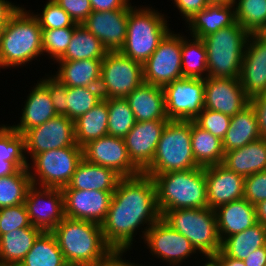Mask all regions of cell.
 <instances>
[{
	"label": "cell",
	"mask_w": 266,
	"mask_h": 266,
	"mask_svg": "<svg viewBox=\"0 0 266 266\" xmlns=\"http://www.w3.org/2000/svg\"><path fill=\"white\" fill-rule=\"evenodd\" d=\"M160 218L153 178L143 173L121 178L101 224L103 238L112 249L131 251L139 230L144 241L148 229Z\"/></svg>",
	"instance_id": "1"
},
{
	"label": "cell",
	"mask_w": 266,
	"mask_h": 266,
	"mask_svg": "<svg viewBox=\"0 0 266 266\" xmlns=\"http://www.w3.org/2000/svg\"><path fill=\"white\" fill-rule=\"evenodd\" d=\"M24 5L5 24L0 41V68L8 69L26 66L43 56L42 28L33 10Z\"/></svg>",
	"instance_id": "2"
},
{
	"label": "cell",
	"mask_w": 266,
	"mask_h": 266,
	"mask_svg": "<svg viewBox=\"0 0 266 266\" xmlns=\"http://www.w3.org/2000/svg\"><path fill=\"white\" fill-rule=\"evenodd\" d=\"M51 233L69 266L95 265L112 250L94 222L65 217Z\"/></svg>",
	"instance_id": "3"
},
{
	"label": "cell",
	"mask_w": 266,
	"mask_h": 266,
	"mask_svg": "<svg viewBox=\"0 0 266 266\" xmlns=\"http://www.w3.org/2000/svg\"><path fill=\"white\" fill-rule=\"evenodd\" d=\"M152 178L161 216L168 210L207 207L203 167L155 174Z\"/></svg>",
	"instance_id": "4"
},
{
	"label": "cell",
	"mask_w": 266,
	"mask_h": 266,
	"mask_svg": "<svg viewBox=\"0 0 266 266\" xmlns=\"http://www.w3.org/2000/svg\"><path fill=\"white\" fill-rule=\"evenodd\" d=\"M139 6L133 5L128 11L126 39L119 52L144 64L171 29L169 17L161 10Z\"/></svg>",
	"instance_id": "5"
},
{
	"label": "cell",
	"mask_w": 266,
	"mask_h": 266,
	"mask_svg": "<svg viewBox=\"0 0 266 266\" xmlns=\"http://www.w3.org/2000/svg\"><path fill=\"white\" fill-rule=\"evenodd\" d=\"M249 36L250 33L236 21L204 37L208 77L239 78Z\"/></svg>",
	"instance_id": "6"
},
{
	"label": "cell",
	"mask_w": 266,
	"mask_h": 266,
	"mask_svg": "<svg viewBox=\"0 0 266 266\" xmlns=\"http://www.w3.org/2000/svg\"><path fill=\"white\" fill-rule=\"evenodd\" d=\"M191 120H169L151 164L142 172L150 177L198 168L192 153Z\"/></svg>",
	"instance_id": "7"
},
{
	"label": "cell",
	"mask_w": 266,
	"mask_h": 266,
	"mask_svg": "<svg viewBox=\"0 0 266 266\" xmlns=\"http://www.w3.org/2000/svg\"><path fill=\"white\" fill-rule=\"evenodd\" d=\"M161 218L184 235L200 256L215 255L221 250L214 209L206 207L168 210Z\"/></svg>",
	"instance_id": "8"
},
{
	"label": "cell",
	"mask_w": 266,
	"mask_h": 266,
	"mask_svg": "<svg viewBox=\"0 0 266 266\" xmlns=\"http://www.w3.org/2000/svg\"><path fill=\"white\" fill-rule=\"evenodd\" d=\"M83 159L80 146L52 149L35 155L28 163L31 183L39 187H66ZM31 165V166H30Z\"/></svg>",
	"instance_id": "9"
},
{
	"label": "cell",
	"mask_w": 266,
	"mask_h": 266,
	"mask_svg": "<svg viewBox=\"0 0 266 266\" xmlns=\"http://www.w3.org/2000/svg\"><path fill=\"white\" fill-rule=\"evenodd\" d=\"M143 82V64L119 51L108 52L102 60L99 88L103 99L126 98Z\"/></svg>",
	"instance_id": "10"
},
{
	"label": "cell",
	"mask_w": 266,
	"mask_h": 266,
	"mask_svg": "<svg viewBox=\"0 0 266 266\" xmlns=\"http://www.w3.org/2000/svg\"><path fill=\"white\" fill-rule=\"evenodd\" d=\"M174 33L171 30L143 64V80L145 83L163 88L171 82L183 78L182 34L180 32Z\"/></svg>",
	"instance_id": "11"
},
{
	"label": "cell",
	"mask_w": 266,
	"mask_h": 266,
	"mask_svg": "<svg viewBox=\"0 0 266 266\" xmlns=\"http://www.w3.org/2000/svg\"><path fill=\"white\" fill-rule=\"evenodd\" d=\"M205 79L183 77L164 86L169 120H194L204 109Z\"/></svg>",
	"instance_id": "12"
},
{
	"label": "cell",
	"mask_w": 266,
	"mask_h": 266,
	"mask_svg": "<svg viewBox=\"0 0 266 266\" xmlns=\"http://www.w3.org/2000/svg\"><path fill=\"white\" fill-rule=\"evenodd\" d=\"M144 243H147L152 257L162 260L168 266H182L191 256H199L191 242L162 218L148 229Z\"/></svg>",
	"instance_id": "13"
},
{
	"label": "cell",
	"mask_w": 266,
	"mask_h": 266,
	"mask_svg": "<svg viewBox=\"0 0 266 266\" xmlns=\"http://www.w3.org/2000/svg\"><path fill=\"white\" fill-rule=\"evenodd\" d=\"M26 157L62 147L79 146L75 141L74 121L57 115L43 124L28 129L24 134Z\"/></svg>",
	"instance_id": "14"
},
{
	"label": "cell",
	"mask_w": 266,
	"mask_h": 266,
	"mask_svg": "<svg viewBox=\"0 0 266 266\" xmlns=\"http://www.w3.org/2000/svg\"><path fill=\"white\" fill-rule=\"evenodd\" d=\"M25 205L32 226L51 232L65 218L62 189L31 185Z\"/></svg>",
	"instance_id": "15"
},
{
	"label": "cell",
	"mask_w": 266,
	"mask_h": 266,
	"mask_svg": "<svg viewBox=\"0 0 266 266\" xmlns=\"http://www.w3.org/2000/svg\"><path fill=\"white\" fill-rule=\"evenodd\" d=\"M82 150L83 159L110 168L122 178L142 173L130 160L123 138L105 135L88 142Z\"/></svg>",
	"instance_id": "16"
},
{
	"label": "cell",
	"mask_w": 266,
	"mask_h": 266,
	"mask_svg": "<svg viewBox=\"0 0 266 266\" xmlns=\"http://www.w3.org/2000/svg\"><path fill=\"white\" fill-rule=\"evenodd\" d=\"M239 80L249 98L266 92V35L264 33L250 34Z\"/></svg>",
	"instance_id": "17"
},
{
	"label": "cell",
	"mask_w": 266,
	"mask_h": 266,
	"mask_svg": "<svg viewBox=\"0 0 266 266\" xmlns=\"http://www.w3.org/2000/svg\"><path fill=\"white\" fill-rule=\"evenodd\" d=\"M65 217L102 224L114 191L62 190Z\"/></svg>",
	"instance_id": "18"
},
{
	"label": "cell",
	"mask_w": 266,
	"mask_h": 266,
	"mask_svg": "<svg viewBox=\"0 0 266 266\" xmlns=\"http://www.w3.org/2000/svg\"><path fill=\"white\" fill-rule=\"evenodd\" d=\"M168 121L136 122L123 138L130 160L141 172L151 164L157 144Z\"/></svg>",
	"instance_id": "19"
},
{
	"label": "cell",
	"mask_w": 266,
	"mask_h": 266,
	"mask_svg": "<svg viewBox=\"0 0 266 266\" xmlns=\"http://www.w3.org/2000/svg\"><path fill=\"white\" fill-rule=\"evenodd\" d=\"M204 109L234 116L249 104L239 78L207 77L204 86Z\"/></svg>",
	"instance_id": "20"
},
{
	"label": "cell",
	"mask_w": 266,
	"mask_h": 266,
	"mask_svg": "<svg viewBox=\"0 0 266 266\" xmlns=\"http://www.w3.org/2000/svg\"><path fill=\"white\" fill-rule=\"evenodd\" d=\"M207 207H217L244 197L245 177L229 170L222 163L204 168Z\"/></svg>",
	"instance_id": "21"
},
{
	"label": "cell",
	"mask_w": 266,
	"mask_h": 266,
	"mask_svg": "<svg viewBox=\"0 0 266 266\" xmlns=\"http://www.w3.org/2000/svg\"><path fill=\"white\" fill-rule=\"evenodd\" d=\"M129 9L92 11L82 23L108 52L119 51L126 39Z\"/></svg>",
	"instance_id": "22"
},
{
	"label": "cell",
	"mask_w": 266,
	"mask_h": 266,
	"mask_svg": "<svg viewBox=\"0 0 266 266\" xmlns=\"http://www.w3.org/2000/svg\"><path fill=\"white\" fill-rule=\"evenodd\" d=\"M31 90V91H30ZM29 90L25 99L20 122L11 127L20 134H24L28 129L34 128L57 116L52 99L47 88L38 80Z\"/></svg>",
	"instance_id": "23"
},
{
	"label": "cell",
	"mask_w": 266,
	"mask_h": 266,
	"mask_svg": "<svg viewBox=\"0 0 266 266\" xmlns=\"http://www.w3.org/2000/svg\"><path fill=\"white\" fill-rule=\"evenodd\" d=\"M215 214L221 241L257 223L255 206L244 197L217 207Z\"/></svg>",
	"instance_id": "24"
},
{
	"label": "cell",
	"mask_w": 266,
	"mask_h": 266,
	"mask_svg": "<svg viewBox=\"0 0 266 266\" xmlns=\"http://www.w3.org/2000/svg\"><path fill=\"white\" fill-rule=\"evenodd\" d=\"M137 122L169 120L162 87L143 82L125 98Z\"/></svg>",
	"instance_id": "25"
},
{
	"label": "cell",
	"mask_w": 266,
	"mask_h": 266,
	"mask_svg": "<svg viewBox=\"0 0 266 266\" xmlns=\"http://www.w3.org/2000/svg\"><path fill=\"white\" fill-rule=\"evenodd\" d=\"M122 177L114 170L82 159L69 184L62 190L115 191Z\"/></svg>",
	"instance_id": "26"
},
{
	"label": "cell",
	"mask_w": 266,
	"mask_h": 266,
	"mask_svg": "<svg viewBox=\"0 0 266 266\" xmlns=\"http://www.w3.org/2000/svg\"><path fill=\"white\" fill-rule=\"evenodd\" d=\"M222 164L229 170L248 177L266 170V138L224 153Z\"/></svg>",
	"instance_id": "27"
},
{
	"label": "cell",
	"mask_w": 266,
	"mask_h": 266,
	"mask_svg": "<svg viewBox=\"0 0 266 266\" xmlns=\"http://www.w3.org/2000/svg\"><path fill=\"white\" fill-rule=\"evenodd\" d=\"M236 22L233 2L228 4H208L187 22L190 36L203 39L211 33L231 26Z\"/></svg>",
	"instance_id": "28"
},
{
	"label": "cell",
	"mask_w": 266,
	"mask_h": 266,
	"mask_svg": "<svg viewBox=\"0 0 266 266\" xmlns=\"http://www.w3.org/2000/svg\"><path fill=\"white\" fill-rule=\"evenodd\" d=\"M103 59L56 61L53 75L67 87H99Z\"/></svg>",
	"instance_id": "29"
},
{
	"label": "cell",
	"mask_w": 266,
	"mask_h": 266,
	"mask_svg": "<svg viewBox=\"0 0 266 266\" xmlns=\"http://www.w3.org/2000/svg\"><path fill=\"white\" fill-rule=\"evenodd\" d=\"M261 138L254 108L249 103L241 111L231 116L229 129L222 140L224 153L241 148Z\"/></svg>",
	"instance_id": "30"
},
{
	"label": "cell",
	"mask_w": 266,
	"mask_h": 266,
	"mask_svg": "<svg viewBox=\"0 0 266 266\" xmlns=\"http://www.w3.org/2000/svg\"><path fill=\"white\" fill-rule=\"evenodd\" d=\"M43 231L30 226L0 236V266H18Z\"/></svg>",
	"instance_id": "31"
},
{
	"label": "cell",
	"mask_w": 266,
	"mask_h": 266,
	"mask_svg": "<svg viewBox=\"0 0 266 266\" xmlns=\"http://www.w3.org/2000/svg\"><path fill=\"white\" fill-rule=\"evenodd\" d=\"M266 245V226L257 222L248 229L221 241V252L228 257L244 260L250 253Z\"/></svg>",
	"instance_id": "32"
},
{
	"label": "cell",
	"mask_w": 266,
	"mask_h": 266,
	"mask_svg": "<svg viewBox=\"0 0 266 266\" xmlns=\"http://www.w3.org/2000/svg\"><path fill=\"white\" fill-rule=\"evenodd\" d=\"M108 107L103 99L74 121L75 141L83 147L88 142L108 135Z\"/></svg>",
	"instance_id": "33"
},
{
	"label": "cell",
	"mask_w": 266,
	"mask_h": 266,
	"mask_svg": "<svg viewBox=\"0 0 266 266\" xmlns=\"http://www.w3.org/2000/svg\"><path fill=\"white\" fill-rule=\"evenodd\" d=\"M191 146L199 167L221 164L224 159L222 140L203 130L191 120Z\"/></svg>",
	"instance_id": "34"
},
{
	"label": "cell",
	"mask_w": 266,
	"mask_h": 266,
	"mask_svg": "<svg viewBox=\"0 0 266 266\" xmlns=\"http://www.w3.org/2000/svg\"><path fill=\"white\" fill-rule=\"evenodd\" d=\"M107 53L108 51L103 43L88 31L84 25L78 24L74 29L65 54L57 61L104 59Z\"/></svg>",
	"instance_id": "35"
},
{
	"label": "cell",
	"mask_w": 266,
	"mask_h": 266,
	"mask_svg": "<svg viewBox=\"0 0 266 266\" xmlns=\"http://www.w3.org/2000/svg\"><path fill=\"white\" fill-rule=\"evenodd\" d=\"M18 266H69L51 232H42Z\"/></svg>",
	"instance_id": "36"
},
{
	"label": "cell",
	"mask_w": 266,
	"mask_h": 266,
	"mask_svg": "<svg viewBox=\"0 0 266 266\" xmlns=\"http://www.w3.org/2000/svg\"><path fill=\"white\" fill-rule=\"evenodd\" d=\"M191 37L182 34V75L188 78L206 79L208 67L205 44L202 39Z\"/></svg>",
	"instance_id": "37"
},
{
	"label": "cell",
	"mask_w": 266,
	"mask_h": 266,
	"mask_svg": "<svg viewBox=\"0 0 266 266\" xmlns=\"http://www.w3.org/2000/svg\"><path fill=\"white\" fill-rule=\"evenodd\" d=\"M236 21L250 34L266 31V0H233Z\"/></svg>",
	"instance_id": "38"
},
{
	"label": "cell",
	"mask_w": 266,
	"mask_h": 266,
	"mask_svg": "<svg viewBox=\"0 0 266 266\" xmlns=\"http://www.w3.org/2000/svg\"><path fill=\"white\" fill-rule=\"evenodd\" d=\"M32 185L28 168L0 178V209L25 203L28 188Z\"/></svg>",
	"instance_id": "39"
},
{
	"label": "cell",
	"mask_w": 266,
	"mask_h": 266,
	"mask_svg": "<svg viewBox=\"0 0 266 266\" xmlns=\"http://www.w3.org/2000/svg\"><path fill=\"white\" fill-rule=\"evenodd\" d=\"M108 107V135L124 138L136 124L135 115L125 98L104 99Z\"/></svg>",
	"instance_id": "40"
},
{
	"label": "cell",
	"mask_w": 266,
	"mask_h": 266,
	"mask_svg": "<svg viewBox=\"0 0 266 266\" xmlns=\"http://www.w3.org/2000/svg\"><path fill=\"white\" fill-rule=\"evenodd\" d=\"M68 118L75 121L103 100L99 87H68Z\"/></svg>",
	"instance_id": "41"
},
{
	"label": "cell",
	"mask_w": 266,
	"mask_h": 266,
	"mask_svg": "<svg viewBox=\"0 0 266 266\" xmlns=\"http://www.w3.org/2000/svg\"><path fill=\"white\" fill-rule=\"evenodd\" d=\"M0 158L8 162H28L24 135L10 124H0Z\"/></svg>",
	"instance_id": "42"
},
{
	"label": "cell",
	"mask_w": 266,
	"mask_h": 266,
	"mask_svg": "<svg viewBox=\"0 0 266 266\" xmlns=\"http://www.w3.org/2000/svg\"><path fill=\"white\" fill-rule=\"evenodd\" d=\"M75 28L42 29L43 55L53 59L52 62L54 61L55 64L65 54Z\"/></svg>",
	"instance_id": "43"
},
{
	"label": "cell",
	"mask_w": 266,
	"mask_h": 266,
	"mask_svg": "<svg viewBox=\"0 0 266 266\" xmlns=\"http://www.w3.org/2000/svg\"><path fill=\"white\" fill-rule=\"evenodd\" d=\"M42 12L32 14L37 18L42 29L76 27L78 24L54 0L46 1Z\"/></svg>",
	"instance_id": "44"
},
{
	"label": "cell",
	"mask_w": 266,
	"mask_h": 266,
	"mask_svg": "<svg viewBox=\"0 0 266 266\" xmlns=\"http://www.w3.org/2000/svg\"><path fill=\"white\" fill-rule=\"evenodd\" d=\"M230 120L231 116L229 115L215 110L203 109L193 122L203 130L223 140L229 129Z\"/></svg>",
	"instance_id": "45"
},
{
	"label": "cell",
	"mask_w": 266,
	"mask_h": 266,
	"mask_svg": "<svg viewBox=\"0 0 266 266\" xmlns=\"http://www.w3.org/2000/svg\"><path fill=\"white\" fill-rule=\"evenodd\" d=\"M30 226L25 203L0 209V236Z\"/></svg>",
	"instance_id": "46"
},
{
	"label": "cell",
	"mask_w": 266,
	"mask_h": 266,
	"mask_svg": "<svg viewBox=\"0 0 266 266\" xmlns=\"http://www.w3.org/2000/svg\"><path fill=\"white\" fill-rule=\"evenodd\" d=\"M40 78V82L47 88L57 115L68 117L67 90L68 87L52 73Z\"/></svg>",
	"instance_id": "47"
},
{
	"label": "cell",
	"mask_w": 266,
	"mask_h": 266,
	"mask_svg": "<svg viewBox=\"0 0 266 266\" xmlns=\"http://www.w3.org/2000/svg\"><path fill=\"white\" fill-rule=\"evenodd\" d=\"M244 198L254 206L266 200V170L245 177Z\"/></svg>",
	"instance_id": "48"
},
{
	"label": "cell",
	"mask_w": 266,
	"mask_h": 266,
	"mask_svg": "<svg viewBox=\"0 0 266 266\" xmlns=\"http://www.w3.org/2000/svg\"><path fill=\"white\" fill-rule=\"evenodd\" d=\"M77 24H82L91 14L90 0H54Z\"/></svg>",
	"instance_id": "49"
},
{
	"label": "cell",
	"mask_w": 266,
	"mask_h": 266,
	"mask_svg": "<svg viewBox=\"0 0 266 266\" xmlns=\"http://www.w3.org/2000/svg\"><path fill=\"white\" fill-rule=\"evenodd\" d=\"M179 12L185 24L193 18L198 12L207 7L206 0H172Z\"/></svg>",
	"instance_id": "50"
},
{
	"label": "cell",
	"mask_w": 266,
	"mask_h": 266,
	"mask_svg": "<svg viewBox=\"0 0 266 266\" xmlns=\"http://www.w3.org/2000/svg\"><path fill=\"white\" fill-rule=\"evenodd\" d=\"M249 103L256 113L260 135L266 138V92L250 98Z\"/></svg>",
	"instance_id": "51"
},
{
	"label": "cell",
	"mask_w": 266,
	"mask_h": 266,
	"mask_svg": "<svg viewBox=\"0 0 266 266\" xmlns=\"http://www.w3.org/2000/svg\"><path fill=\"white\" fill-rule=\"evenodd\" d=\"M127 251L130 252L129 250L112 249L103 259L92 266H144L142 263L139 264L125 259L124 255L127 254Z\"/></svg>",
	"instance_id": "52"
},
{
	"label": "cell",
	"mask_w": 266,
	"mask_h": 266,
	"mask_svg": "<svg viewBox=\"0 0 266 266\" xmlns=\"http://www.w3.org/2000/svg\"><path fill=\"white\" fill-rule=\"evenodd\" d=\"M93 11H110L116 9H130V0H90Z\"/></svg>",
	"instance_id": "53"
},
{
	"label": "cell",
	"mask_w": 266,
	"mask_h": 266,
	"mask_svg": "<svg viewBox=\"0 0 266 266\" xmlns=\"http://www.w3.org/2000/svg\"><path fill=\"white\" fill-rule=\"evenodd\" d=\"M243 262L246 266H266V245L254 250Z\"/></svg>",
	"instance_id": "54"
},
{
	"label": "cell",
	"mask_w": 266,
	"mask_h": 266,
	"mask_svg": "<svg viewBox=\"0 0 266 266\" xmlns=\"http://www.w3.org/2000/svg\"><path fill=\"white\" fill-rule=\"evenodd\" d=\"M29 162H8L0 158V178L16 173L21 168H27Z\"/></svg>",
	"instance_id": "55"
},
{
	"label": "cell",
	"mask_w": 266,
	"mask_h": 266,
	"mask_svg": "<svg viewBox=\"0 0 266 266\" xmlns=\"http://www.w3.org/2000/svg\"><path fill=\"white\" fill-rule=\"evenodd\" d=\"M21 5L14 4L9 0H0V21H9L10 17Z\"/></svg>",
	"instance_id": "56"
},
{
	"label": "cell",
	"mask_w": 266,
	"mask_h": 266,
	"mask_svg": "<svg viewBox=\"0 0 266 266\" xmlns=\"http://www.w3.org/2000/svg\"><path fill=\"white\" fill-rule=\"evenodd\" d=\"M215 256L220 260L222 266H246L243 260L225 256L221 251L215 254Z\"/></svg>",
	"instance_id": "57"
},
{
	"label": "cell",
	"mask_w": 266,
	"mask_h": 266,
	"mask_svg": "<svg viewBox=\"0 0 266 266\" xmlns=\"http://www.w3.org/2000/svg\"><path fill=\"white\" fill-rule=\"evenodd\" d=\"M257 222L266 226V200L255 205Z\"/></svg>",
	"instance_id": "58"
},
{
	"label": "cell",
	"mask_w": 266,
	"mask_h": 266,
	"mask_svg": "<svg viewBox=\"0 0 266 266\" xmlns=\"http://www.w3.org/2000/svg\"><path fill=\"white\" fill-rule=\"evenodd\" d=\"M206 261L205 263L199 266H222L220 260L215 255H202Z\"/></svg>",
	"instance_id": "59"
},
{
	"label": "cell",
	"mask_w": 266,
	"mask_h": 266,
	"mask_svg": "<svg viewBox=\"0 0 266 266\" xmlns=\"http://www.w3.org/2000/svg\"><path fill=\"white\" fill-rule=\"evenodd\" d=\"M208 4H228L233 2V0H206Z\"/></svg>",
	"instance_id": "60"
},
{
	"label": "cell",
	"mask_w": 266,
	"mask_h": 266,
	"mask_svg": "<svg viewBox=\"0 0 266 266\" xmlns=\"http://www.w3.org/2000/svg\"><path fill=\"white\" fill-rule=\"evenodd\" d=\"M7 22L8 21H0V41H1V37H2V32H3L4 26H5V24Z\"/></svg>",
	"instance_id": "61"
}]
</instances>
